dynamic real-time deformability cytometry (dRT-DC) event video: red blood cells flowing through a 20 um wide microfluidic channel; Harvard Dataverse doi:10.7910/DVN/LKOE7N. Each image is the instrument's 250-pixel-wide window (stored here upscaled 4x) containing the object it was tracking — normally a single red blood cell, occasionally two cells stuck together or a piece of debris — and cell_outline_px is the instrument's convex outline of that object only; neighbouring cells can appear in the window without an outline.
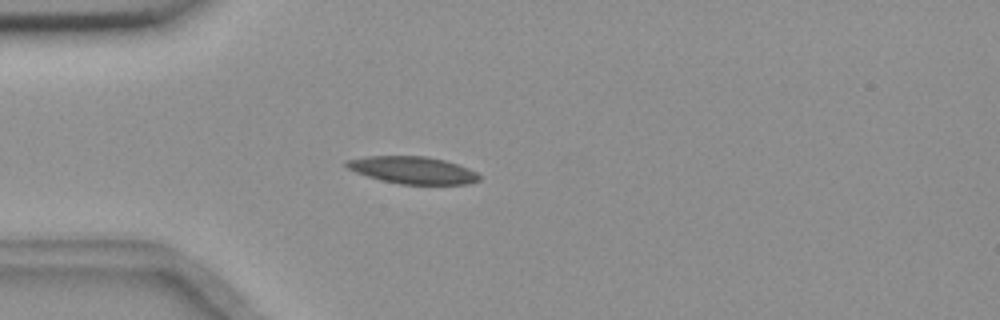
{"species": "common noctule bat (a hibernating species)", "species_latin": "Nyctalus noctula", "temperature_condition": "room temperature", "stored_images_in_passage": 4, "camera_frame_rate_fps": 3000, "um_per_image_px": 0.085, "animal": {"sex": "female", "body_mass_g": 18.4}, "frame": {"image": 1, "passage_image": 4, "time_ms": 1.0, "image_size_px": [1000, 320], "cell_outline_px": [[480, 180], [468, 184], [400, 184], [380, 180], [356, 172], [348, 168], [344, 164], [344, 160], [368, 156], [428, 156], [444, 160], [468, 168], [476, 172], [480, 176]], "centroid_in_image_um": [35.06, 14.46], "position_along_channel_um": 49.9, "area_um2": 21.04}}